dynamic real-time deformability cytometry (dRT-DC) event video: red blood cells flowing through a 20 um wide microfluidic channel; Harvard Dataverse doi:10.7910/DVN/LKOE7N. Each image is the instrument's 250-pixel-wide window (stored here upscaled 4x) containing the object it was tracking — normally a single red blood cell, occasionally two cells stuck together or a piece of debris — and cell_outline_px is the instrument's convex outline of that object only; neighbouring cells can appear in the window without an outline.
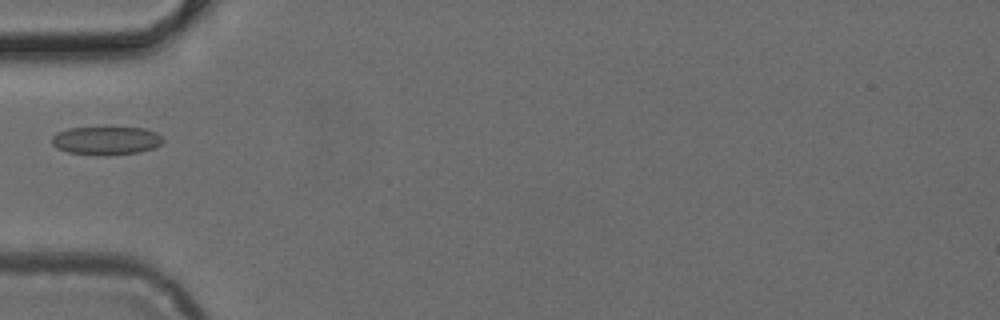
{"species": "common noctule bat (a hibernating species)", "species_latin": "Nyctalus noctula", "temperature_condition": "cold", "stored_images_in_passage": 5, "camera_frame_rate_fps": 3000, "um_per_image_px": 0.085, "animal": {"sex": "female", "body_mass_g": 24.6, "forearm_length_mm": 56.2}, "frame": {"image": 1, "passage_image": 5, "time_ms": 1.333, "image_size_px": [1000, 320], "cell_outline_px": [[164, 140], [160, 144], [152, 148], [140, 152], [108, 156], [96, 156], [68, 152], [56, 148], [52, 144], [52, 136], [68, 128], [144, 128], [156, 132]], "centroid_in_image_um": [9.01, 11.97], "position_along_channel_um": 76.0, "area_um2": 18.38}}